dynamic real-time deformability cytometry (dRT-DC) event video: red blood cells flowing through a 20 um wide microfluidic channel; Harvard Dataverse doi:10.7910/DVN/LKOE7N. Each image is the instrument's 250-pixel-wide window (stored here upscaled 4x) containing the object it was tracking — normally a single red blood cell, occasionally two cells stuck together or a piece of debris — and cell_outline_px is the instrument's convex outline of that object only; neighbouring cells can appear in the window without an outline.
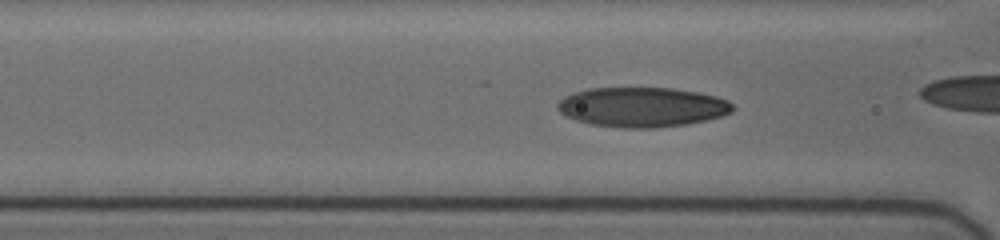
{"species": "human", "species_latin": "Homo sapiens", "temperature_condition": "cold", "stored_images_in_passage": 30, "camera_frame_rate_fps": 3000, "um_per_image_px": 0.085, "donor": {"sex": "female"}, "frame": {"image": 1, "passage_image": 10, "time_ms": 3.333, "image_size_px": [1000, 240], "cell_outline_px": [[736, 108], [732, 112], [708, 120], [688, 124], [652, 128], [620, 128], [588, 124], [564, 116], [556, 108], [556, 104], [564, 96], [572, 92], [588, 88], [672, 88], [696, 92], [716, 96], [728, 100]], "centroid_in_image_um": [54.55, 9.11], "position_along_channel_um": 112.0, "area_um2": 40.98}}